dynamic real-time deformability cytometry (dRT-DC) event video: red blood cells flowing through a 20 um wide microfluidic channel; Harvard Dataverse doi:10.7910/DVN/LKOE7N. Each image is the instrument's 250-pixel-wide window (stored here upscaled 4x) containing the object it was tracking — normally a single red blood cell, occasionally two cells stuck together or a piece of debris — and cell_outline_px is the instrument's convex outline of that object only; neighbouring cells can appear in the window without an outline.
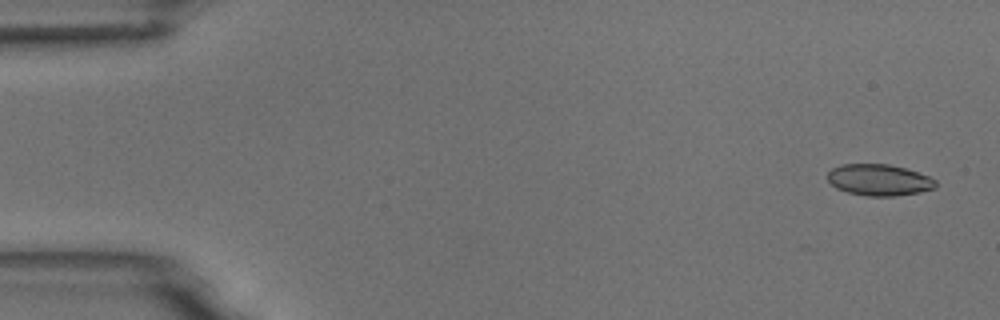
{"species": "common noctule bat (a hibernating species)", "species_latin": "Nyctalus noctula", "temperature_condition": "room temperature", "stored_images_in_passage": 6, "camera_frame_rate_fps": 3000, "um_per_image_px": 0.085, "animal": {"sex": "male", "body_mass_g": 18.8}, "frame": {"image": 1, "passage_image": 1, "time_ms": 0.0, "image_size_px": [1000, 320], "cell_outline_px": [[936, 188], [920, 192], [896, 196], [868, 196], [848, 192], [836, 188], [828, 180], [828, 172], [832, 168], [840, 164], [888, 164], [904, 168], [928, 176], [936, 180]], "centroid_in_image_um": [74.72, 15.3], "position_along_channel_um": 10.3, "area_um2": 19.71}}
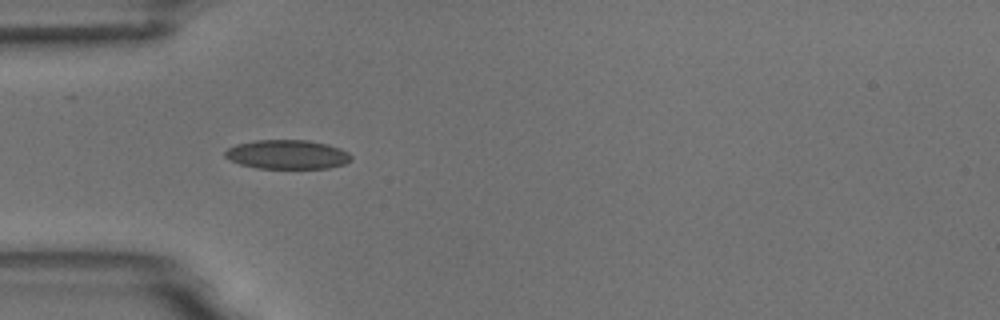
{"frame": {"image": 2, "passage_image": 5, "time_ms": 4.667, "image_size_px": [1000, 320], "cell_outline_px": [[352, 160], [344, 164], [328, 168], [256, 168], [240, 164], [224, 156], [224, 152], [228, 148], [236, 144], [256, 140], [308, 140], [328, 144], [340, 148], [348, 152], [352, 156]], "centroid_in_image_um": [24.44, 13.12], "position_along_channel_um": 60.6, "area_um2": 21.44}}